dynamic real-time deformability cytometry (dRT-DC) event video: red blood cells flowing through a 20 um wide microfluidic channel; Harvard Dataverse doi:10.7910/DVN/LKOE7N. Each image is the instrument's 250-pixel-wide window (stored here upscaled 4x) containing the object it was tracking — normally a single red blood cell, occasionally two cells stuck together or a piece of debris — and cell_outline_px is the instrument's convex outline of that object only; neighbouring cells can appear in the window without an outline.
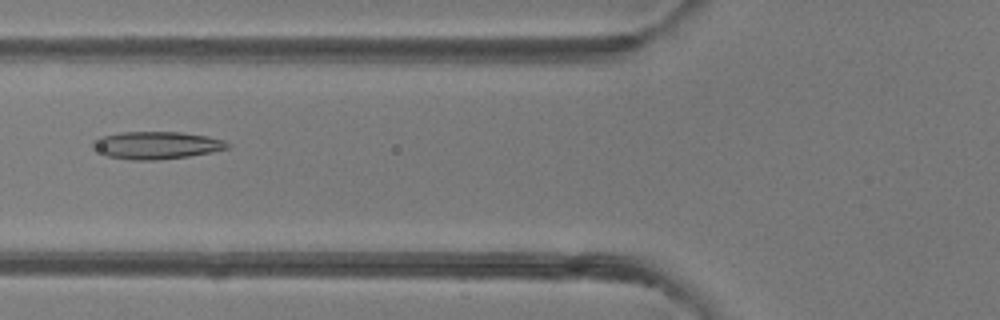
{"species": "common noctule bat (a hibernating species)", "species_latin": "Nyctalus noctula", "temperature_condition": "room temperature", "stored_images_in_passage": 40, "camera_frame_rate_fps": 3000, "um_per_image_px": 0.085, "animal": {"sex": "female"}, "frame": {"image": 1, "passage_image": 10, "time_ms": 3.0, "image_size_px": [1000, 320], "cell_outline_px": [[232, 144], [228, 148], [212, 152], [188, 156], [156, 160], [132, 160], [108, 156], [92, 148], [92, 140], [100, 136], [120, 132], [180, 132], [208, 136], [224, 140]], "centroid_in_image_um": [13.3, 12.34], "position_along_channel_um": 112.5, "area_um2": 21.68}}
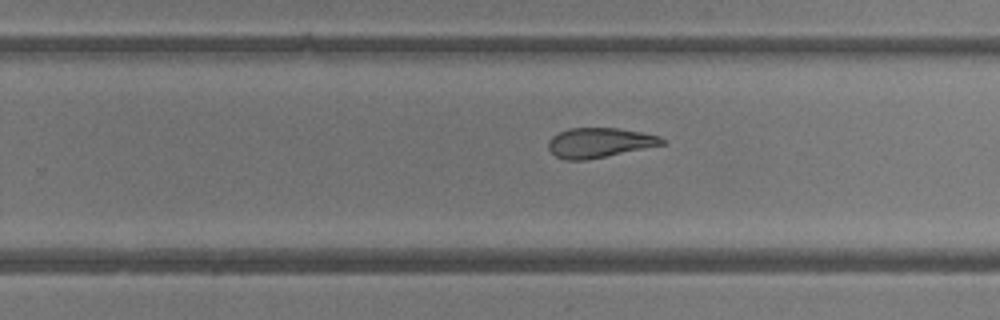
{"frame": {"image": 2, "passage_image": 22, "time_ms": 7.0, "image_size_px": [1000, 320], "cell_outline_px": [[668, 140], [664, 144], [584, 160], [564, 160], [556, 156], [548, 148], [548, 140], [552, 136], [568, 128], [616, 128], [644, 132], [660, 136]], "centroid_in_image_um": [50.95, 12.11], "position_along_channel_um": 278.8, "area_um2": 19.59}}
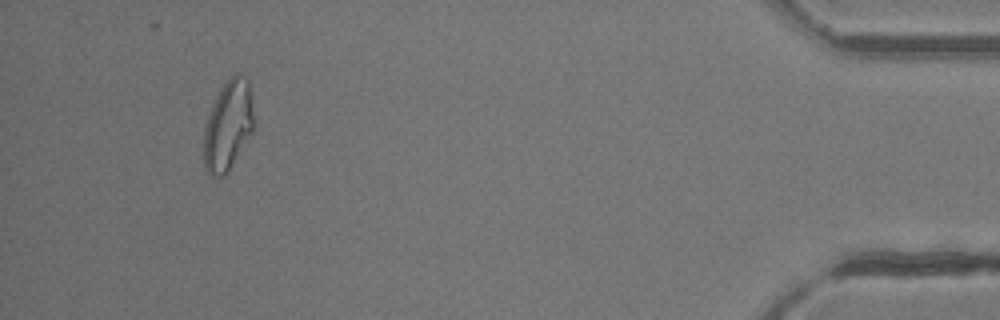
{"frame": {"image": 3, "passage_image": 37, "time_ms": 12.0, "image_size_px": [1000, 320], "cell_outline_px": [[252, 132], [228, 172], [220, 180], [212, 176], [204, 168], [204, 128], [212, 104], [220, 88], [228, 76], [232, 72], [236, 72], [248, 80], [252, 108]], "centroid_in_image_um": [19.35, 10.68], "position_along_channel_um": 415.8, "area_um2": 26.24}, "authors_computed_cell_mechanics": {"area_um2": 22.2819, "velocity_mm_per_s": 4.1563, "shape_relaxation_time_tau1_ms": null, "shape_relaxation_time_tau2_ms": 3.8325, "deformation_change_tau1": null, "deformation_change_tau2": 0.137}}